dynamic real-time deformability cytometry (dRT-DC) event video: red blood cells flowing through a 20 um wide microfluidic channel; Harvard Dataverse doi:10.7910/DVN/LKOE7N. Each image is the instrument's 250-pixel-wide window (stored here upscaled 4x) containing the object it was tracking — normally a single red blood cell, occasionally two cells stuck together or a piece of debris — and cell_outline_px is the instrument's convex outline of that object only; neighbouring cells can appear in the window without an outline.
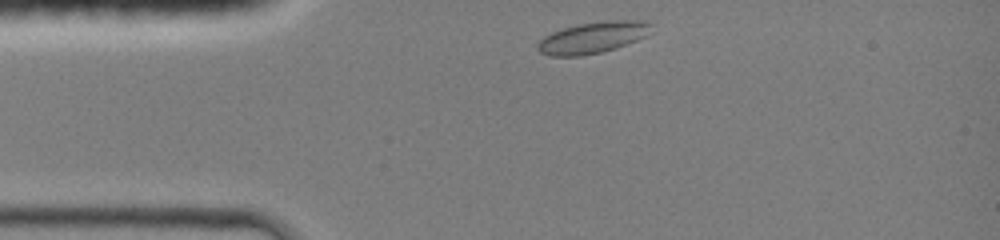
{"species": "common noctule bat (a hibernating species)", "species_latin": "Nyctalus noctula", "temperature_condition": "room temperature", "stored_images_in_passage": 30, "camera_frame_rate_fps": 3000, "um_per_image_px": 0.085, "animal": {"sex": "female", "body_mass_g": 19.0, "forearm_length_mm": 51.5}, "frame": {"image": 1, "passage_image": 1, "time_ms": 0.0, "image_size_px": [1000, 240], "cell_outline_px": [[652, 24], [644, 36], [636, 40], [616, 48], [600, 52], [580, 56], [548, 56], [540, 52], [536, 48], [536, 44], [544, 36], [552, 32], [564, 28], [580, 24], [604, 20], [648, 20]], "centroid_in_image_um": [50.35, 3.19], "position_along_channel_um": 34.7, "area_um2": 20.69}}
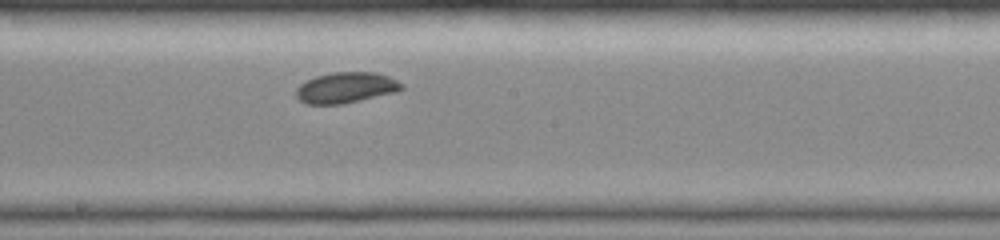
{"frame": {"image": 2, "passage_image": 16, "time_ms": 5.0, "image_size_px": [1000, 240], "cell_outline_px": [[404, 88], [396, 92], [360, 100], [340, 104], [308, 104], [300, 100], [296, 96], [296, 88], [304, 80], [316, 76], [332, 72], [376, 72], [388, 76], [404, 84]], "centroid_in_image_um": [29.4, 7.44], "position_along_channel_um": 218.8, "area_um2": 18.96}}
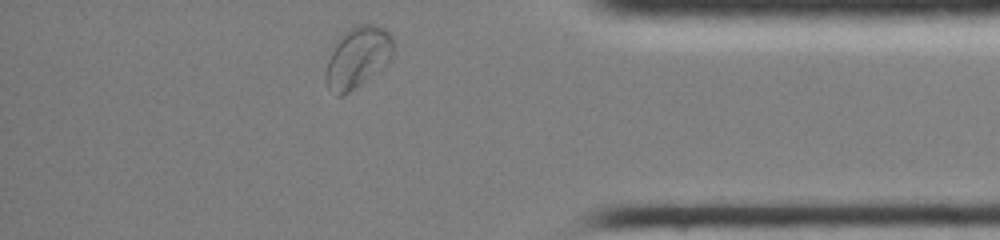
{"frame": {"image": 3, "passage_image": 30, "time_ms": 9.667, "image_size_px": [1000, 240], "cell_outline_px": [[392, 56], [384, 64], [360, 84], [348, 92], [340, 96], [336, 96], [328, 88], [324, 76], [328, 60], [344, 28], [356, 24], [376, 24], [384, 28], [392, 36]], "centroid_in_image_um": [30.36, 4.82], "position_along_channel_um": 404.8, "area_um2": 23.7}, "authors_computed_cell_mechanics": {"area_um2": 19.1318, "velocity_mm_per_s": 4.2585, "shape_relaxation_time_tau1_ms": 2.1985, "shape_relaxation_time_tau2_ms": null, "deformation_change_tau1": 0.0676, "deformation_change_tau2": null}}